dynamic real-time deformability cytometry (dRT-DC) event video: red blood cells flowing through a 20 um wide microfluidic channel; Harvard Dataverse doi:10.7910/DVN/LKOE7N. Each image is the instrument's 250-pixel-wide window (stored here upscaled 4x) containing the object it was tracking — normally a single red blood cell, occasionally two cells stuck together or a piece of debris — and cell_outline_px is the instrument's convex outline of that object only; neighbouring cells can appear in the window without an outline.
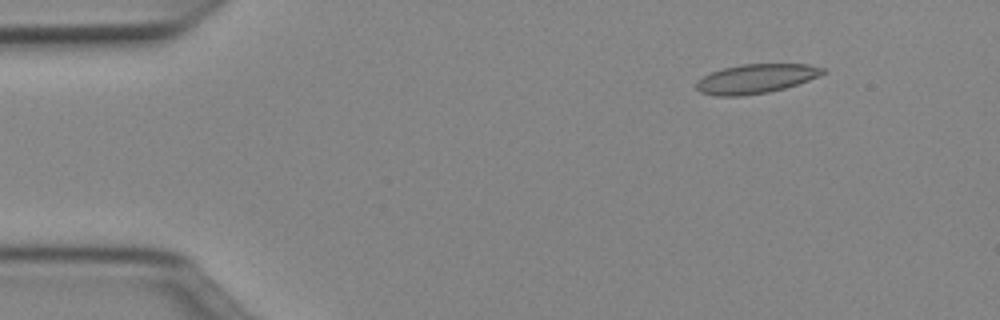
{"species": "Egyptian fruit bat (a non-hibernating species)", "species_latin": "Rousettus aegyptiacus", "temperature_condition": "cold", "stored_images_in_passage": 45, "camera_frame_rate_fps": 3000, "um_per_image_px": 0.085, "animal": {"sex": "female"}, "frame": {"image": 1, "passage_image": 1, "time_ms": 0.0, "image_size_px": [1000, 320], "cell_outline_px": [[828, 72], [808, 80], [784, 88], [768, 92], [740, 96], [716, 96], [700, 92], [696, 88], [696, 84], [704, 76], [712, 72], [724, 68], [740, 64], [808, 64], [828, 68]], "centroid_in_image_um": [64.3, 6.68], "position_along_channel_um": 20.7, "area_um2": 21.5}}
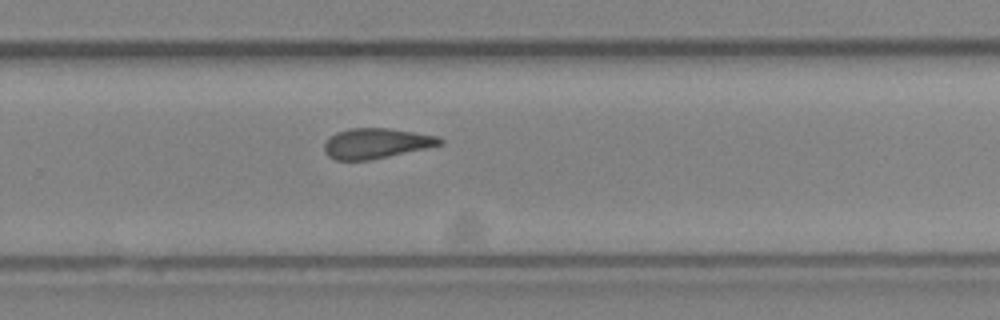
{"frame": {"image": 2, "passage_image": 28, "time_ms": 9.0, "image_size_px": [1000, 320], "cell_outline_px": [[444, 144], [368, 160], [336, 160], [328, 156], [324, 152], [324, 144], [336, 132], [348, 128], [388, 128], [436, 136], [444, 140]], "centroid_in_image_um": [31.95, 12.18], "position_along_channel_um": 297.9, "area_um2": 20.06}}
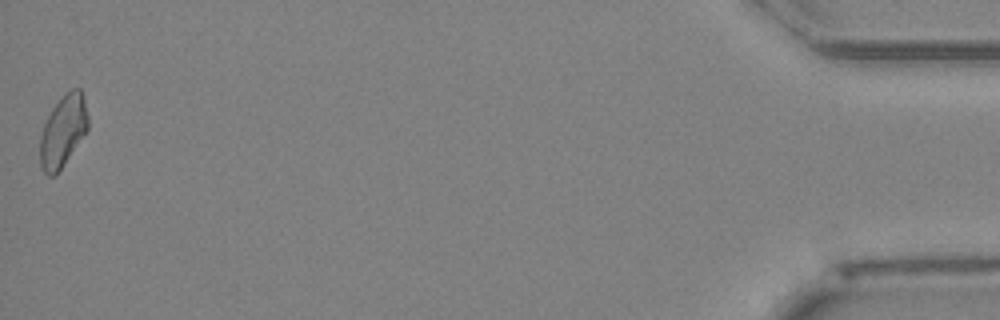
{"frame": {"image": 3, "passage_image": 45, "time_ms": 14.667, "image_size_px": [1000, 320], "cell_outline_px": [[88, 128], [56, 176], [48, 176], [40, 168], [40, 136], [44, 124], [52, 108], [64, 92], [72, 88], [80, 88], [84, 96], [88, 116]], "centroid_in_image_um": [5.35, 11.12], "position_along_channel_um": 429.9, "area_um2": 20.11}, "authors_computed_cell_mechanics": {"area_um2": 20.7502, "velocity_mm_per_s": 4.016, "shape_relaxation_time_tau1_ms": 8.9828, "shape_relaxation_time_tau2_ms": 2.9438, "deformation_change_tau1": 0.19, "deformation_change_tau2": 0.1186}}